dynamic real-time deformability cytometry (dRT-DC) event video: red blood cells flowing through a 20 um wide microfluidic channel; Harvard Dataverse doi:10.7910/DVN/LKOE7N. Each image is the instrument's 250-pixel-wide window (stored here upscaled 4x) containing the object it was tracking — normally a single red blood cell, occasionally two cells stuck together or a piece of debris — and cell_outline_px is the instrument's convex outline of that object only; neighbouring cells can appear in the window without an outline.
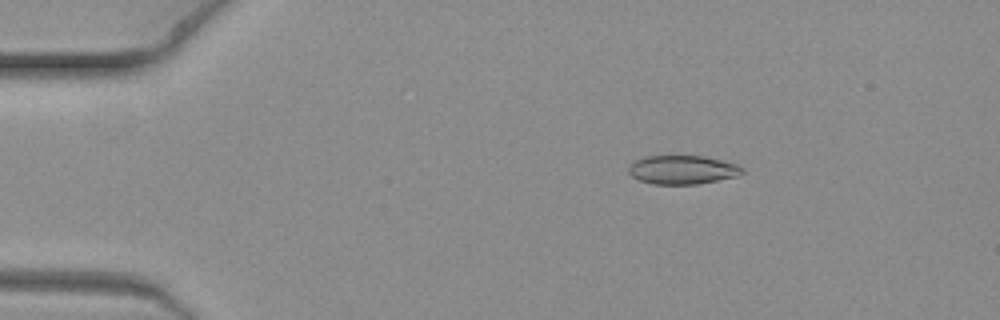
{"species": "common noctule bat (a hibernating species)", "species_latin": "Nyctalus noctula", "temperature_condition": "warm", "stored_images_in_passage": 9, "camera_frame_rate_fps": 3000, "um_per_image_px": 0.085, "animal": {"sex": "female", "body_mass_g": 19.3, "forearm_length_mm": 54.1}, "frame": {"image": 1, "passage_image": 4, "time_ms": 1.0, "image_size_px": [1000, 320], "cell_outline_px": [[744, 172], [736, 176], [696, 184], [652, 184], [640, 180], [632, 176], [628, 172], [628, 168], [636, 160], [644, 156], [704, 156], [736, 164], [744, 168]], "centroid_in_image_um": [58.0, 14.43], "position_along_channel_um": 27.0, "area_um2": 18.84}}
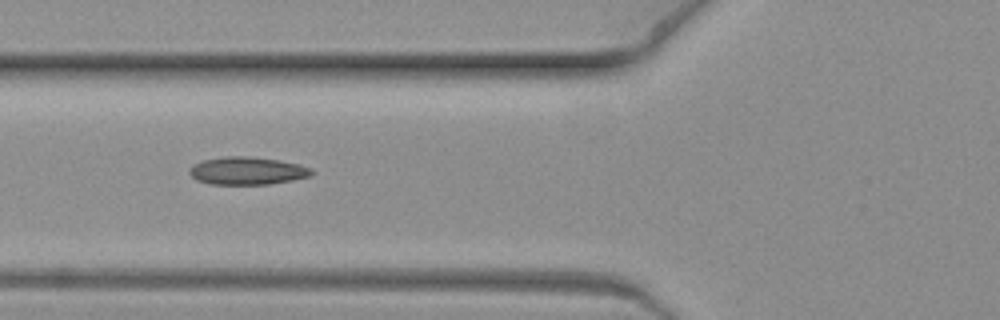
{"frame": {"image": 2, "passage_image": 8, "time_ms": 2.333, "image_size_px": [1000, 320], "cell_outline_px": [[316, 172], [312, 176], [292, 180], [268, 184], [212, 184], [196, 180], [188, 172], [188, 168], [204, 160], [224, 156], [252, 156], [280, 160], [300, 164], [312, 168]], "centroid_in_image_um": [21.07, 14.51], "position_along_channel_um": 104.7, "area_um2": 19.94}}
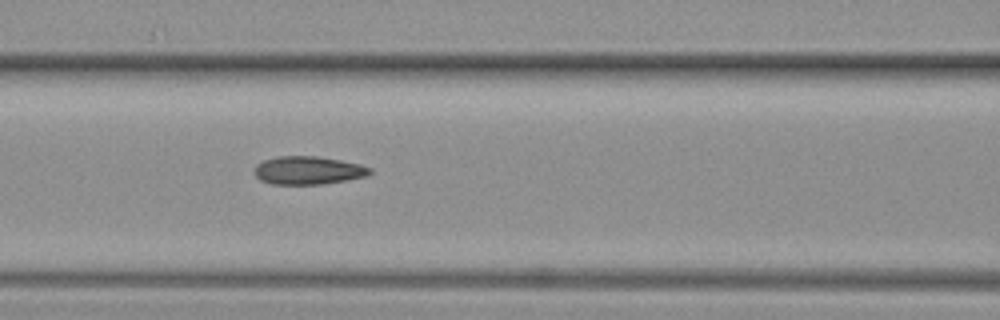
{"frame": {"image": 3, "passage_image": 9, "time_ms": 2.667, "image_size_px": [1000, 320], "cell_outline_px": [[372, 172], [368, 176], [324, 184], [272, 184], [260, 180], [256, 176], [256, 164], [264, 160], [276, 156], [316, 156], [340, 160], [360, 164], [372, 168]], "centroid_in_image_um": [26.22, 14.48], "position_along_channel_um": 140.4, "area_um2": 18.96}}